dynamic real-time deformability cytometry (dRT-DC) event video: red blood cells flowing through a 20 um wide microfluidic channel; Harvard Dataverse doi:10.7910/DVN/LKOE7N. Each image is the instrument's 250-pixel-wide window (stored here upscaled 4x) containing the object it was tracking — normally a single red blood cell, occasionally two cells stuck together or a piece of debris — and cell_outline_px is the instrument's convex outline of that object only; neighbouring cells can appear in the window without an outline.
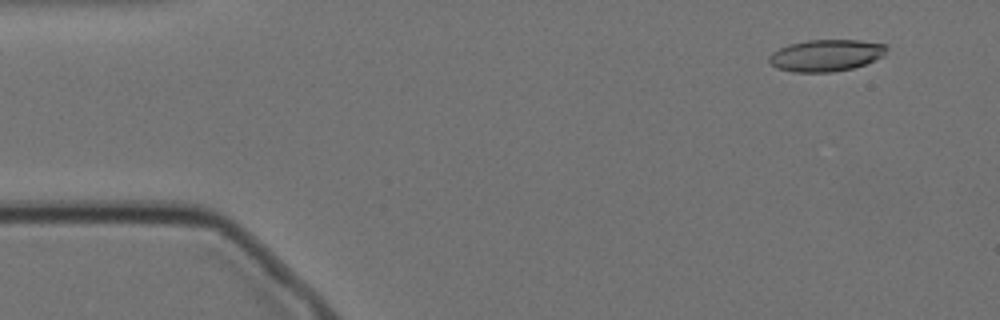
{"species": "Egyptian fruit bat (a non-hibernating species)", "species_latin": "Rousettus aegyptiacus", "temperature_condition": "cold", "stored_images_in_passage": 56, "camera_frame_rate_fps": 3000, "um_per_image_px": 0.085, "animal": {"sex": "female"}, "frame": {"image": 1, "passage_image": 4, "time_ms": 1.0, "image_size_px": [1000, 320], "cell_outline_px": [[888, 48], [884, 56], [864, 64], [852, 68], [832, 72], [792, 72], [776, 68], [768, 60], [768, 56], [772, 52], [788, 44], [808, 40], [860, 40], [888, 44]], "centroid_in_image_um": [70.22, 4.7], "position_along_channel_um": 14.8, "area_um2": 21.91}}
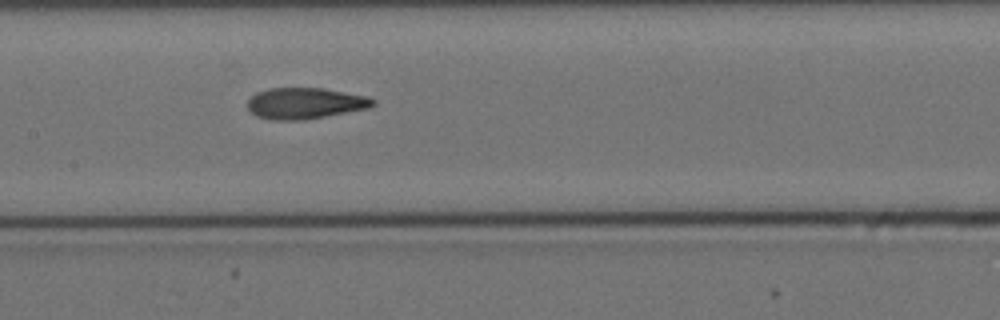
{"frame": {"image": 2, "passage_image": 26, "time_ms": 8.333, "image_size_px": [1000, 320], "cell_outline_px": [[376, 104], [368, 108], [304, 120], [276, 120], [256, 116], [248, 108], [248, 100], [256, 92], [268, 88], [324, 88], [368, 96], [376, 100]], "centroid_in_image_um": [25.95, 8.77], "position_along_channel_um": 181.5, "area_um2": 22.77}}
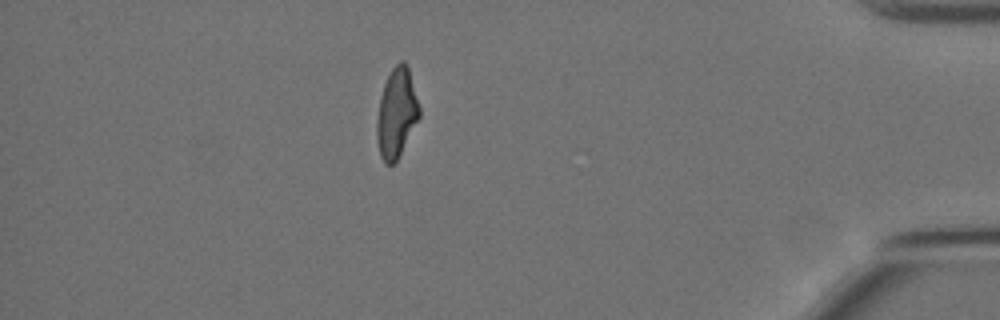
{"frame": {"image": 3, "passage_image": 49, "time_ms": 16.0, "image_size_px": [1000, 320], "cell_outline_px": [[420, 116], [396, 160], [392, 164], [384, 164], [380, 156], [376, 140], [376, 120], [380, 96], [384, 84], [392, 68], [400, 60], [404, 60], [408, 64], [420, 108]], "centroid_in_image_um": [33.69, 9.58], "position_along_channel_um": 401.5, "area_um2": 22.2}, "authors_computed_cell_mechanics": {"area_um2": 22.5709, "velocity_mm_per_s": 3.5082, "shape_relaxation_time_tau1_ms": 8.5427, "shape_relaxation_time_tau2_ms": 2.5654, "deformation_change_tau1": 0.2163, "deformation_change_tau2": 0.103}}